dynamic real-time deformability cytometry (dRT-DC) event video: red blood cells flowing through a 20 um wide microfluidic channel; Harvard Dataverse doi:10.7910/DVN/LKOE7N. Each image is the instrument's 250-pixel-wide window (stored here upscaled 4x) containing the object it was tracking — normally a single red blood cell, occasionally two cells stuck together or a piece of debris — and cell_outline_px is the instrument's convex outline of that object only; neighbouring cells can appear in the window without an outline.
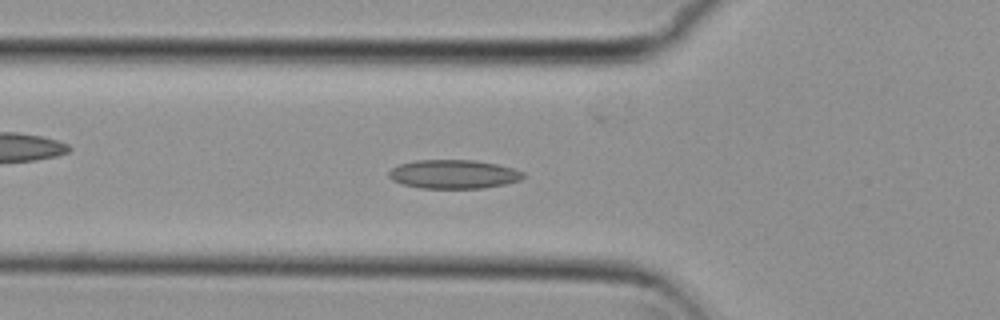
{"species": "common noctule bat (a hibernating species)", "species_latin": "Nyctalus noctula", "temperature_condition": "cold", "stored_images_in_passage": 40, "camera_frame_rate_fps": 3000, "um_per_image_px": 0.085, "animal": {"sex": "female", "body_mass_g": 29.2, "forearm_length_mm": 56.3}, "frame": {"image": 1, "passage_image": 16, "time_ms": 5.0, "image_size_px": [1000, 320], "cell_outline_px": [[524, 176], [520, 180], [504, 184], [484, 188], [420, 188], [404, 184], [392, 180], [388, 176], [388, 172], [392, 168], [400, 164], [416, 160], [476, 160], [496, 164], [512, 168], [524, 172]], "centroid_in_image_um": [38.55, 14.8], "position_along_channel_um": 87.3, "area_um2": 22.48}}
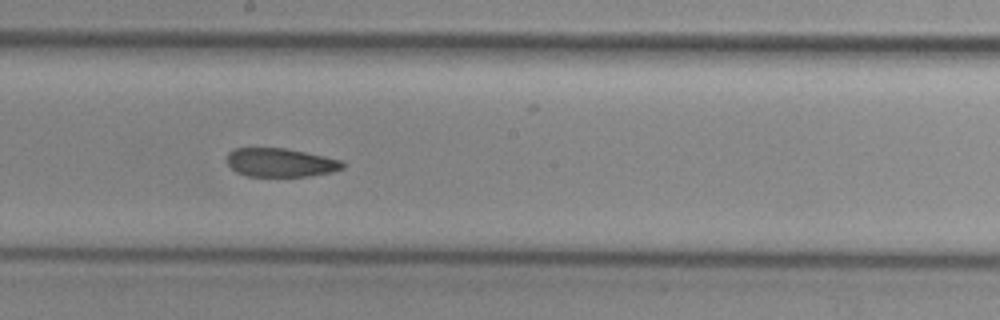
{"frame": {"image": 2, "passage_image": 27, "time_ms": 8.667, "image_size_px": [1000, 320], "cell_outline_px": [[344, 168], [332, 172], [308, 176], [248, 176], [236, 172], [224, 160], [228, 152], [232, 148], [284, 148], [344, 160]], "centroid_in_image_um": [23.82, 13.81], "position_along_channel_um": 224.4, "area_um2": 19.48}}
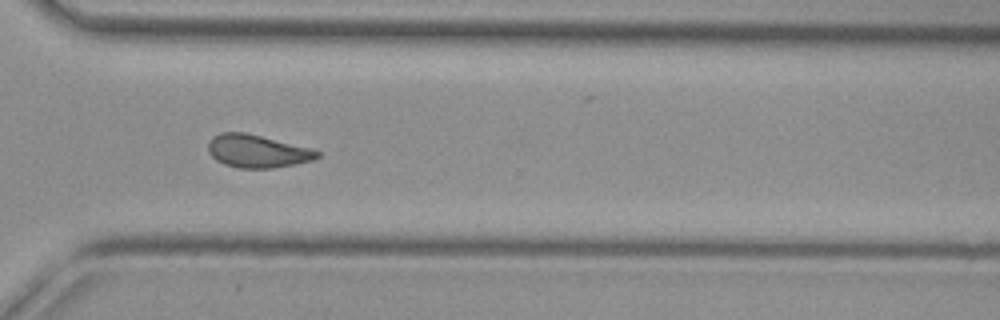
{"frame": {"image": 3, "passage_image": 37, "time_ms": 12.0, "image_size_px": [1000, 320], "cell_outline_px": [[320, 156], [312, 160], [296, 164], [272, 168], [236, 168], [224, 164], [216, 160], [208, 152], [208, 140], [212, 136], [220, 132], [244, 132], [312, 148], [320, 152]], "centroid_in_image_um": [21.84, 12.85], "position_along_channel_um": 348.8, "area_um2": 21.04}, "authors_computed_cell_mechanics": {"area_um2": 21.386, "velocity_mm_per_s": 3.7275, "shape_relaxation_time_tau1_ms": null, "shape_relaxation_time_tau2_ms": 4.2455, "deformation_change_tau1": null, "deformation_change_tau2": 0.1143}}